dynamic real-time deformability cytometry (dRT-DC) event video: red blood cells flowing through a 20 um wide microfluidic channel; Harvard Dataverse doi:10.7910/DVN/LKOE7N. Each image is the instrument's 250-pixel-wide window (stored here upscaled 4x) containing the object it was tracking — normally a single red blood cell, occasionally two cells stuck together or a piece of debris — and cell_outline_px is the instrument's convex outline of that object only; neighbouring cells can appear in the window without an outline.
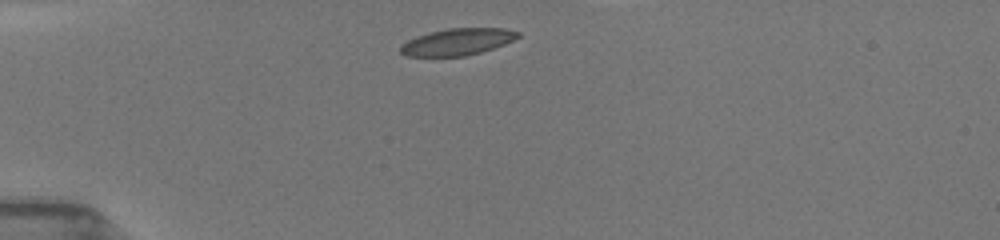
{"species": "common noctule bat (a hibernating species)", "species_latin": "Nyctalus noctula", "temperature_condition": "room temperature", "stored_images_in_passage": 13, "camera_frame_rate_fps": 3000, "um_per_image_px": 0.085, "animal": {"sex": "female", "body_mass_g": 19.5, "forearm_length_mm": 54.1}, "frame": {"image": 1, "passage_image": 1, "time_ms": 0.0, "image_size_px": [1000, 240], "cell_outline_px": [[520, 36], [504, 44], [480, 52], [464, 56], [404, 56], [400, 52], [400, 44], [416, 36], [428, 32], [448, 28], [504, 28], [520, 32]], "centroid_in_image_um": [38.84, 3.55], "position_along_channel_um": 46.2, "area_um2": 18.32}}
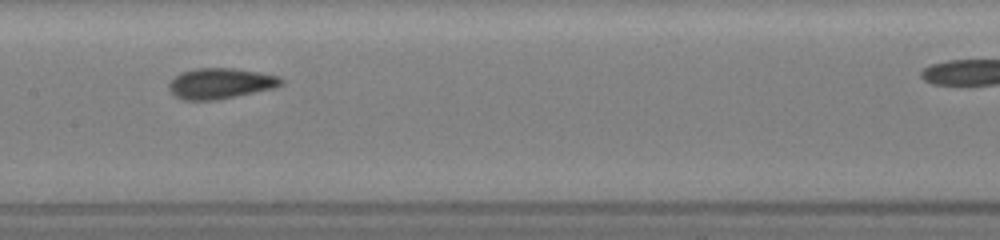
{"frame": {"image": 2, "passage_image": 5, "time_ms": 4.333, "image_size_px": [1000, 240], "cell_outline_px": [[284, 84], [276, 88], [216, 100], [184, 100], [176, 96], [168, 88], [168, 84], [180, 72], [196, 68], [236, 68], [260, 72], [280, 76], [284, 80]], "centroid_in_image_um": [18.79, 7.08], "position_along_channel_um": 188.6, "area_um2": 20.23}}
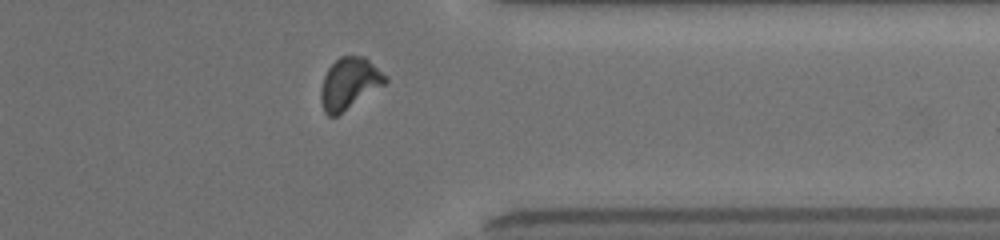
{"frame": {"image": 3, "passage_image": 12, "time_ms": 9.333, "image_size_px": [1000, 240], "cell_outline_px": [[388, 80], [384, 84], [336, 116], [328, 116], [324, 112], [320, 100], [320, 88], [324, 76], [328, 68], [340, 56], [364, 56], [388, 76]], "centroid_in_image_um": [29.67, 7.08], "position_along_channel_um": 381.7, "area_um2": 19.13}}